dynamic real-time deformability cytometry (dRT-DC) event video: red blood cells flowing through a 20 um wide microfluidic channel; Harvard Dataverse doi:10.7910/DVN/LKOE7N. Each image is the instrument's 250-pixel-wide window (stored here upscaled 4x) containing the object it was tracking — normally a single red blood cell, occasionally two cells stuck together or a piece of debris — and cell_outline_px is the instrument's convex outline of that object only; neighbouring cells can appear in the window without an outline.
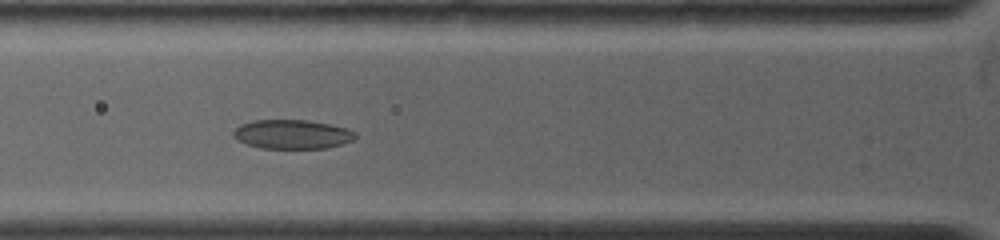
{"species": "common noctule bat (a hibernating species)", "species_latin": "Nyctalus noctula", "temperature_condition": "warm", "stored_images_in_passage": 24, "camera_frame_rate_fps": 4500, "um_per_image_px": 0.085, "animal": {"sex": "female", "body_mass_g": 19.0, "forearm_length_mm": 53.3}, "frame": {"image": 1, "passage_image": 11, "time_ms": 3.556, "image_size_px": [1000, 240], "cell_outline_px": [[356, 136], [352, 140], [328, 148], [260, 148], [236, 140], [232, 136], [232, 132], [240, 124], [252, 120], [308, 120], [328, 124], [344, 128], [356, 132]], "centroid_in_image_um": [24.78, 11.41], "position_along_channel_um": 101.0, "area_um2": 20.63}}
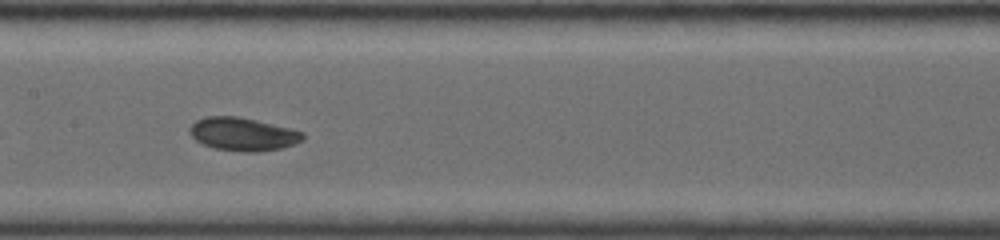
{"frame": {"image": 2, "passage_image": 17, "time_ms": 5.778, "image_size_px": [1000, 240], "cell_outline_px": [[304, 140], [284, 148], [256, 152], [248, 152], [216, 148], [204, 144], [196, 140], [188, 132], [188, 128], [196, 120], [204, 116], [236, 116], [256, 120], [304, 132]], "centroid_in_image_um": [20.64, 11.4], "position_along_channel_um": 186.8, "area_um2": 21.79}}
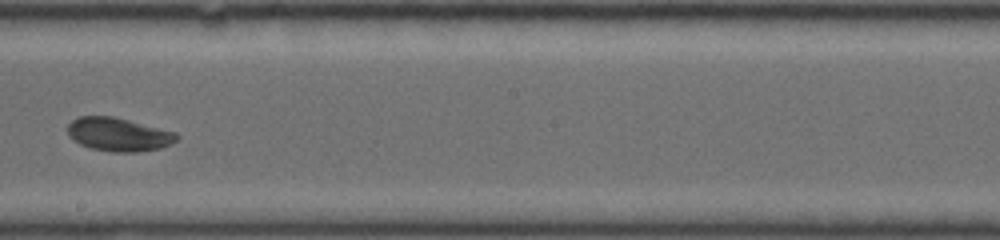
{"frame": {"image": 3, "passage_image": 21, "time_ms": 7.111, "image_size_px": [1000, 240], "cell_outline_px": [[180, 136], [176, 140], [160, 148], [136, 152], [112, 152], [92, 148], [80, 144], [68, 136], [68, 124], [72, 120], [80, 116], [112, 116], [176, 132]], "centroid_in_image_um": [10.06, 11.42], "position_along_channel_um": 238.1, "area_um2": 21.1}}